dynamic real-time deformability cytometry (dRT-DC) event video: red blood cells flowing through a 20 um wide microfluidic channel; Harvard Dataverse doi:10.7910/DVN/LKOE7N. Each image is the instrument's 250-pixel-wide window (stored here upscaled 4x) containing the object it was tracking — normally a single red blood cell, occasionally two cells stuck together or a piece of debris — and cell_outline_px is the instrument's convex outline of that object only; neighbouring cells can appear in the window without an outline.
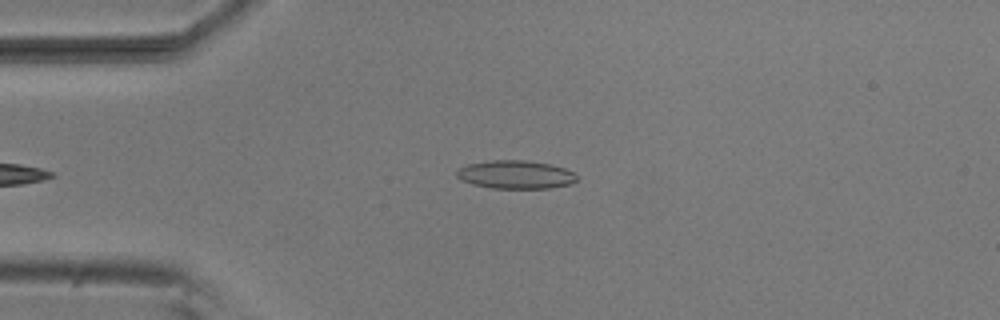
{"species": "common noctule bat (a hibernating species)", "species_latin": "Nyctalus noctula", "temperature_condition": "room temperature", "stored_images_in_passage": 38, "camera_frame_rate_fps": 3000, "um_per_image_px": 0.085, "animal": {"sex": "male", "body_mass_g": 20.5, "forearm_length_mm": 52.5}, "frame": {"image": 1, "passage_image": 5, "time_ms": 1.333, "image_size_px": [1000, 320], "cell_outline_px": [[576, 180], [572, 184], [552, 188], [492, 188], [472, 184], [460, 180], [456, 176], [456, 172], [460, 168], [468, 164], [492, 160], [524, 160], [552, 164], [564, 168], [572, 172], [576, 176]], "centroid_in_image_um": [43.82, 14.84], "position_along_channel_um": 41.2, "area_um2": 19.83}}
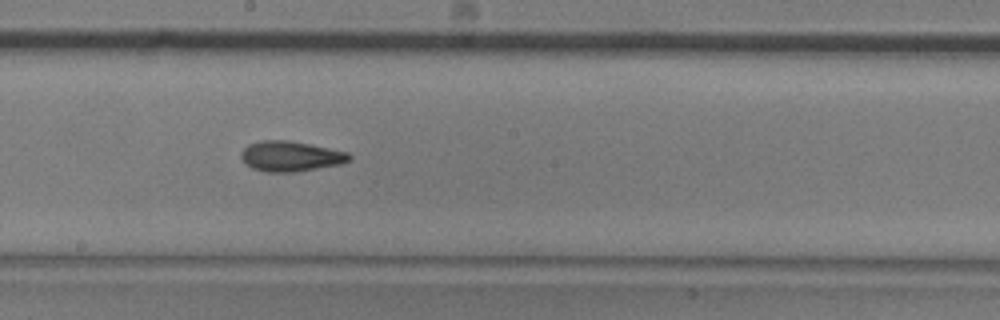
{"frame": {"image": 2, "passage_image": 21, "time_ms": 6.667, "image_size_px": [1000, 320], "cell_outline_px": [[352, 156], [348, 160], [340, 164], [296, 172], [264, 172], [252, 168], [244, 164], [240, 156], [240, 152], [248, 144], [264, 140], [288, 140], [348, 152]], "centroid_in_image_um": [24.65, 13.29], "position_along_channel_um": 223.6, "area_um2": 19.07}}
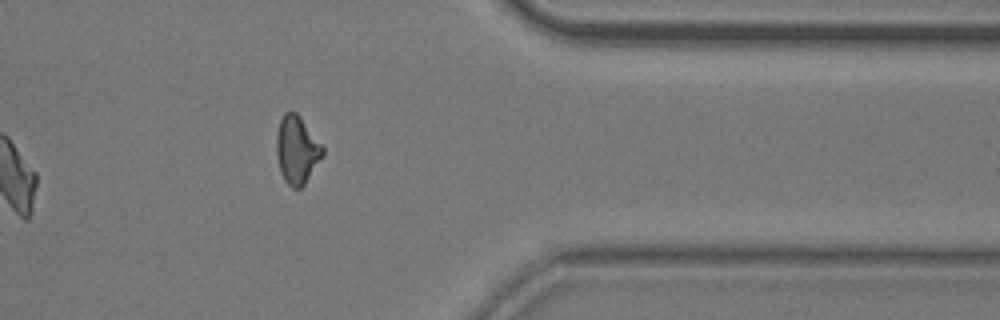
{"frame": {"image": 3, "passage_image": 35, "time_ms": 11.333, "image_size_px": [1000, 320], "cell_outline_px": [[324, 156], [304, 184], [300, 188], [292, 188], [284, 180], [280, 172], [276, 156], [276, 136], [280, 120], [284, 112], [296, 112], [300, 116], [324, 148]], "centroid_in_image_um": [25.23, 12.75], "position_along_channel_um": 386.2, "area_um2": 18.32}, "authors_computed_cell_mechanics": {"area_um2": 18.7272, "velocity_mm_per_s": 3.8164, "shape_relaxation_time_tau1_ms": 9.2919, "shape_relaxation_time_tau2_ms": 4.1357, "deformation_change_tau1": 0.2194, "deformation_change_tau2": 0.1285}}